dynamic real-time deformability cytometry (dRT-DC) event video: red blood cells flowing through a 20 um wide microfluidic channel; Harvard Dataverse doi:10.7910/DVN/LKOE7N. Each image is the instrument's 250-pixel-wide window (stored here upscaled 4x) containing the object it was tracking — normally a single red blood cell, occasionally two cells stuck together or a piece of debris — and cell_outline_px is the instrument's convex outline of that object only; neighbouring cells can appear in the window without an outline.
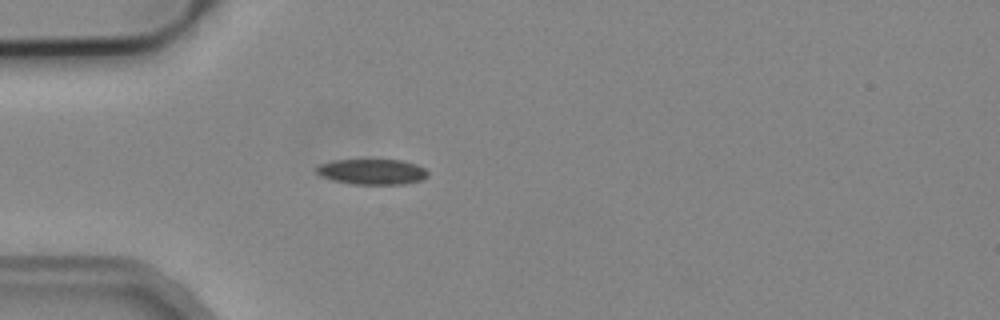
{"species": "common noctule bat (a hibernating species)", "species_latin": "Nyctalus noctula", "temperature_condition": "cold", "stored_images_in_passage": 4, "camera_frame_rate_fps": 3000, "um_per_image_px": 0.085, "animal": {"sex": "male", "body_mass_g": 19.2, "forearm_length_mm": 51.8}, "frame": {"image": 1, "passage_image": 4, "time_ms": 4.333, "image_size_px": [1000, 320], "cell_outline_px": [[428, 176], [420, 180], [404, 184], [356, 184], [332, 180], [320, 176], [316, 172], [316, 168], [320, 164], [332, 160], [404, 160], [416, 164], [424, 168], [428, 172]], "centroid_in_image_um": [31.63, 14.59], "position_along_channel_um": 53.4, "area_um2": 16.53}}